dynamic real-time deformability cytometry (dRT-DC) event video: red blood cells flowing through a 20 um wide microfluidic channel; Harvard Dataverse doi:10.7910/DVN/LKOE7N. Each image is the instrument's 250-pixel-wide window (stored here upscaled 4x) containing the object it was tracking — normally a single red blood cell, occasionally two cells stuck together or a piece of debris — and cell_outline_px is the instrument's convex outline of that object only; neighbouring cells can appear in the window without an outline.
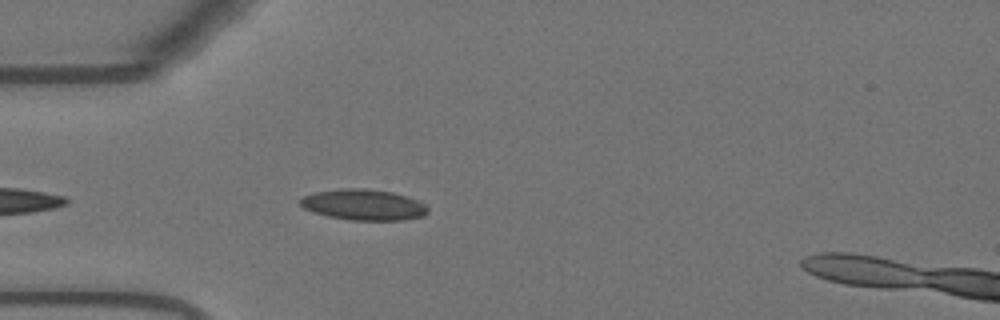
{"species": "Egyptian fruit bat (a non-hibernating species)", "species_latin": "Rousettus aegyptiacus", "temperature_condition": "warm", "stored_images_in_passage": 8, "camera_frame_rate_fps": 3000, "um_per_image_px": 0.085, "animal": {"sex": "female"}, "frame": {"image": 1, "passage_image": 4, "time_ms": 1.0, "image_size_px": [1000, 320], "cell_outline_px": [[428, 212], [424, 216], [404, 220], [352, 220], [328, 216], [304, 208], [300, 204], [300, 200], [304, 196], [316, 192], [340, 188], [364, 188], [392, 192], [408, 196], [424, 204], [428, 208]], "centroid_in_image_um": [30.94, 17.4], "position_along_channel_um": 54.1, "area_um2": 22.83}}
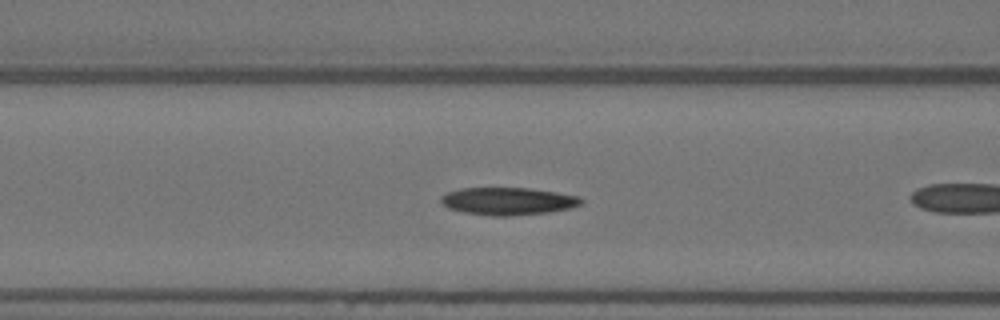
{"frame": {"image": 2, "passage_image": 7, "time_ms": 2.0, "image_size_px": [1000, 320], "cell_outline_px": [[584, 200], [580, 204], [568, 208], [548, 212], [508, 216], [492, 216], [464, 212], [448, 208], [440, 204], [440, 196], [448, 192], [460, 188], [532, 188], [580, 196]], "centroid_in_image_um": [43.14, 17.09], "position_along_channel_um": 123.5, "area_um2": 22.54}}